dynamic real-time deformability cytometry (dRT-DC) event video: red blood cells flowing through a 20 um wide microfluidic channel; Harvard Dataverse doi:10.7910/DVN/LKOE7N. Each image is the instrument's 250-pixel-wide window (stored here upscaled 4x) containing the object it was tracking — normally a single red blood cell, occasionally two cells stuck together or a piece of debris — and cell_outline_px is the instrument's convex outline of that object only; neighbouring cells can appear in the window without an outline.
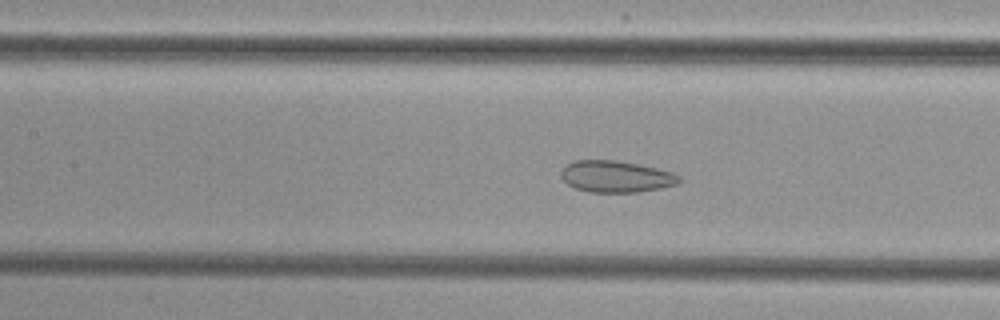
{"species": "common noctule bat (a hibernating species)", "species_latin": "Nyctalus noctula", "temperature_condition": "cold", "stored_images_in_passage": 50, "camera_frame_rate_fps": 3000, "um_per_image_px": 0.085, "animal": {"sex": "female", "body_mass_g": 29.2, "forearm_length_mm": 56.3}, "frame": {"image": 1, "passage_image": 21, "time_ms": 6.667, "image_size_px": [1000, 320], "cell_outline_px": [[680, 180], [676, 184], [660, 188], [636, 192], [588, 192], [576, 188], [568, 184], [560, 176], [560, 172], [568, 164], [576, 160], [616, 160], [640, 164], [672, 172], [680, 176]], "centroid_in_image_um": [52.35, 15.0], "position_along_channel_um": 155.0, "area_um2": 21.62}}
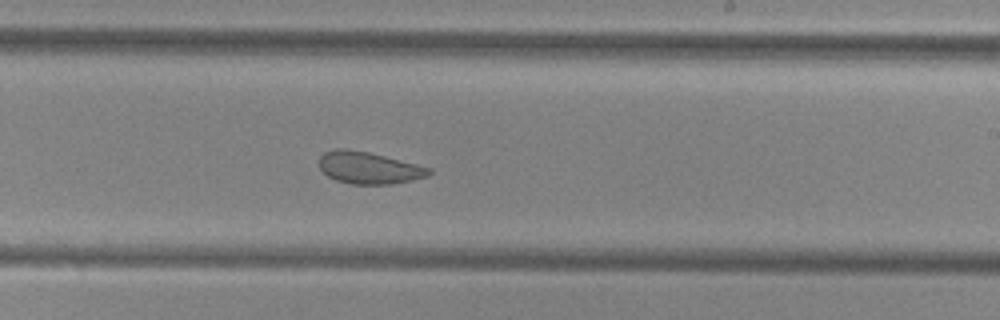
{"frame": {"image": 2, "passage_image": 29, "time_ms": 9.333, "image_size_px": [1000, 320], "cell_outline_px": [[432, 172], [428, 176], [412, 180], [392, 184], [352, 184], [336, 180], [328, 176], [320, 168], [320, 156], [324, 152], [336, 148], [344, 148], [368, 152], [432, 168]], "centroid_in_image_um": [31.36, 14.26], "position_along_channel_um": 257.6, "area_um2": 20.35}}
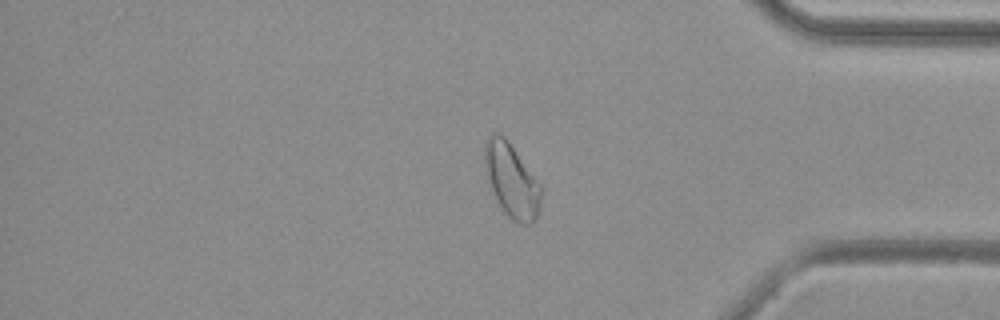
{"frame": {"image": 3, "passage_image": 41, "time_ms": 13.333, "image_size_px": [1000, 320], "cell_outline_px": [[544, 188], [540, 204], [536, 216], [532, 224], [520, 224], [512, 220], [504, 212], [492, 192], [484, 160], [484, 144], [488, 132], [500, 132], [508, 140]], "centroid_in_image_um": [43.49, 15.29], "position_along_channel_um": 391.7, "area_um2": 24.57}}